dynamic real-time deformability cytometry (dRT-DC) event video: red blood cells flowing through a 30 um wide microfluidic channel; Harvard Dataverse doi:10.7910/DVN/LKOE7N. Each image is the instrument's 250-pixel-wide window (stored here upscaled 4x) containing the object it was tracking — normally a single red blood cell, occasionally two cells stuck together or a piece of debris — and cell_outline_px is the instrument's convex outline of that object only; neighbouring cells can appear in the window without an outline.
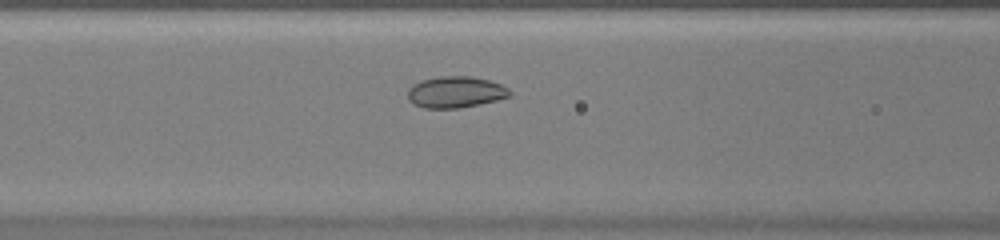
{"species": "common noctule bat (a hibernating species)", "species_latin": "Nyctalus noctula", "temperature_condition": "warm", "stored_images_in_passage": 43, "camera_frame_rate_fps": 3000, "um_per_image_px": 0.085, "animal": {"sex": "female", "body_mass_g": 20.0, "forearm_length_mm": 54.0}, "frame": {"image": 1, "passage_image": 13, "time_ms": 4.0, "image_size_px": [1000, 240], "cell_outline_px": [[512, 96], [480, 104], [460, 108], [424, 108], [412, 104], [408, 100], [408, 88], [412, 84], [420, 80], [440, 76], [472, 76], [488, 80], [500, 84], [508, 88], [512, 92]], "centroid_in_image_um": [38.7, 7.83], "position_along_channel_um": 127.9, "area_um2": 18.9}}
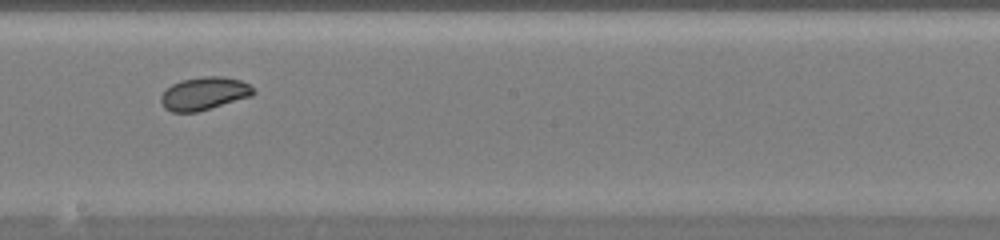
{"frame": {"image": 2, "passage_image": 21, "time_ms": 6.667, "image_size_px": [1000, 240], "cell_outline_px": [[256, 92], [252, 96], [196, 112], [172, 112], [164, 108], [160, 100], [160, 96], [172, 84], [180, 80], [204, 76], [220, 76], [240, 80], [248, 84]], "centroid_in_image_um": [17.34, 7.95], "position_along_channel_um": 230.9, "area_um2": 17.63}}
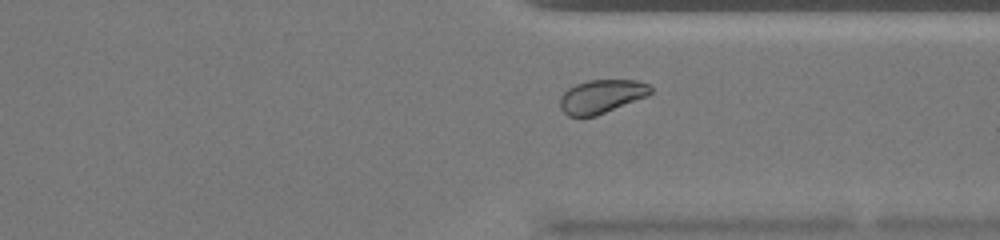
{"frame": {"image": 3, "passage_image": 31, "time_ms": 10.0, "image_size_px": [1000, 240], "cell_outline_px": [[652, 92], [644, 96], [596, 116], [568, 116], [560, 108], [560, 96], [568, 88], [576, 84], [588, 80], [636, 80], [648, 84], [652, 88]], "centroid_in_image_um": [51.08, 8.18], "position_along_channel_um": 360.3, "area_um2": 17.4}, "authors_computed_cell_mechanics": {"area_um2": 18.9006, "velocity_mm_per_s": 3.8747, "shape_relaxation_time_tau1_ms": 3.988, "shape_relaxation_time_tau2_ms": 4.111, "deformation_change_tau1": 0.0581, "deformation_change_tau2": 0.0491}}